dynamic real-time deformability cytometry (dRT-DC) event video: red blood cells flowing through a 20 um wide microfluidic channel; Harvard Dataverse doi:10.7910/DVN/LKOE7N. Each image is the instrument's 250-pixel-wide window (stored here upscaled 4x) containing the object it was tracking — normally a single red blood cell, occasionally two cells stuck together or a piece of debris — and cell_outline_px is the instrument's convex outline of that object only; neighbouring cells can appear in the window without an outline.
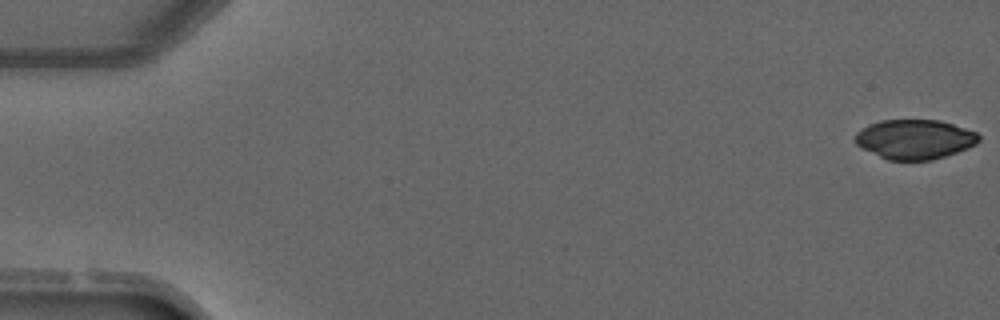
{"species": "common noctule bat (a hibernating species)", "species_latin": "Nyctalus noctula", "temperature_condition": "warm", "stored_images_in_passage": 4, "camera_frame_rate_fps": 3000, "um_per_image_px": 0.085, "animal": {"sex": "male", "forearm_length_mm": 52.5}, "frame": {"image": 1, "passage_image": 1, "time_ms": 0.0, "image_size_px": [1000, 320], "cell_outline_px": [[980, 140], [976, 144], [968, 148], [932, 160], [888, 160], [856, 144], [856, 132], [868, 124], [880, 120], [940, 120], [976, 132], [980, 136]], "centroid_in_image_um": [77.77, 11.83], "position_along_channel_um": 7.2, "area_um2": 28.26}}